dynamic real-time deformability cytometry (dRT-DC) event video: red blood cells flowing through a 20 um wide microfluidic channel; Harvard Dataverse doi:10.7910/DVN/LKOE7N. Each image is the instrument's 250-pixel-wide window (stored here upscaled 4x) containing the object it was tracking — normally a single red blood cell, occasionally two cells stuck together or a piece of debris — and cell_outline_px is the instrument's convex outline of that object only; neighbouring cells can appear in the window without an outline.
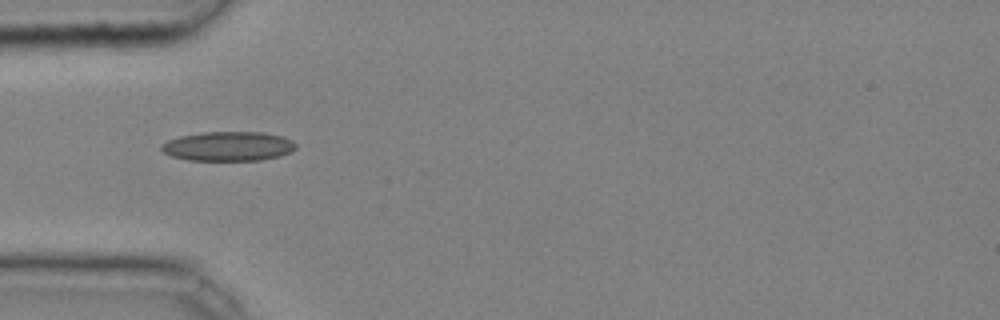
{"species": "common noctule bat (a hibernating species)", "species_latin": "Nyctalus noctula", "temperature_condition": "cold", "stored_images_in_passage": 31, "camera_frame_rate_fps": 3000, "um_per_image_px": 0.085, "animal": {"sex": "male", "body_mass_g": 20.4}, "frame": {"image": 1, "passage_image": 1, "time_ms": 0.0, "image_size_px": [1000, 320], "cell_outline_px": [[296, 148], [280, 156], [260, 160], [188, 160], [172, 156], [164, 152], [160, 148], [168, 140], [180, 136], [204, 132], [260, 132], [284, 136], [292, 140], [296, 144]], "centroid_in_image_um": [19.43, 12.43], "position_along_channel_um": 65.6, "area_um2": 22.89}, "authors_computed_cell_mechanics": {"area_um2": 20.9814, "velocity_mm_per_s": 4.074, "shape_relaxation_time_tau1_ms": 5.9663, "shape_relaxation_time_tau2_ms": 4.3328, "deformation_change_tau1": 0.1122, "deformation_change_tau2": 0.1143}}